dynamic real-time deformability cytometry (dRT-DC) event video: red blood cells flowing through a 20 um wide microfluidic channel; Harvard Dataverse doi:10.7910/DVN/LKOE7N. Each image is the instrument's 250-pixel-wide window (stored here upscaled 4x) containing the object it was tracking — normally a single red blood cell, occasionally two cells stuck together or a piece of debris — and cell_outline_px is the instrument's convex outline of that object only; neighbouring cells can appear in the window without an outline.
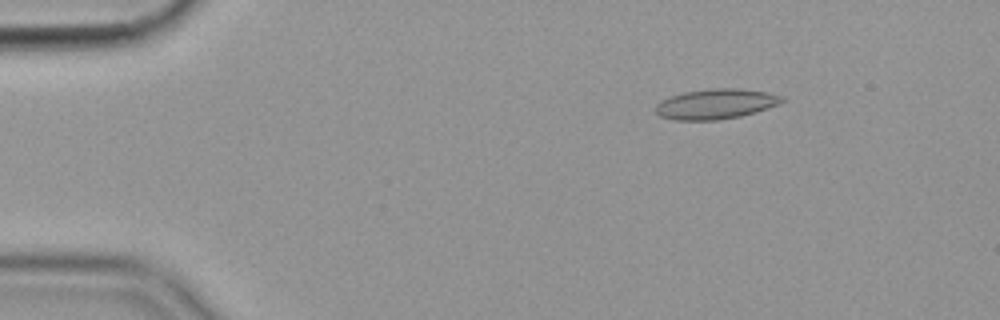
{"species": "common noctule bat (a hibernating species)", "species_latin": "Nyctalus noctula", "temperature_condition": "cold", "stored_images_in_passage": 56, "camera_frame_rate_fps": 3000, "um_per_image_px": 0.085, "animal": {"sex": "female", "body_mass_g": 19.9}, "frame": {"image": 1, "passage_image": 8, "time_ms": 2.333, "image_size_px": [1000, 320], "cell_outline_px": [[788, 100], [780, 104], [756, 112], [740, 116], [716, 120], [676, 120], [660, 116], [656, 112], [656, 104], [660, 100], [684, 92], [712, 88], [736, 88], [768, 92], [784, 96]], "centroid_in_image_um": [60.9, 8.83], "position_along_channel_um": 24.1, "area_um2": 22.31}}
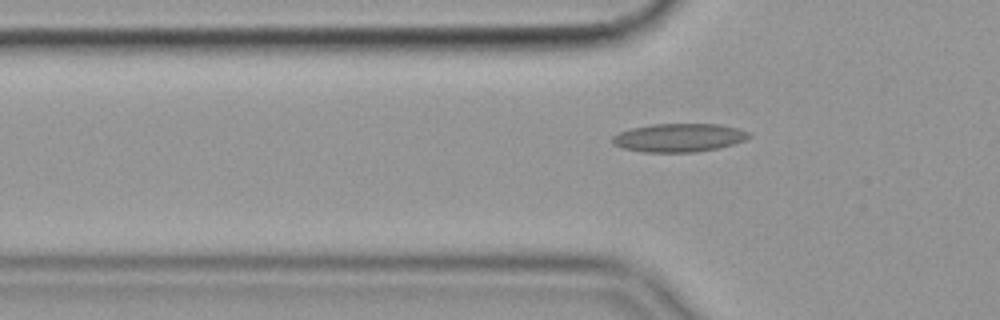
{"frame": {"image": 2, "passage_image": 18, "time_ms": 5.667, "image_size_px": [1000, 320], "cell_outline_px": [[752, 136], [744, 140], [720, 148], [696, 152], [644, 152], [620, 148], [612, 144], [612, 136], [620, 132], [632, 128], [652, 124], [720, 124], [736, 128], [748, 132]], "centroid_in_image_um": [57.68, 11.71], "position_along_channel_um": 68.1, "area_um2": 22.66}}
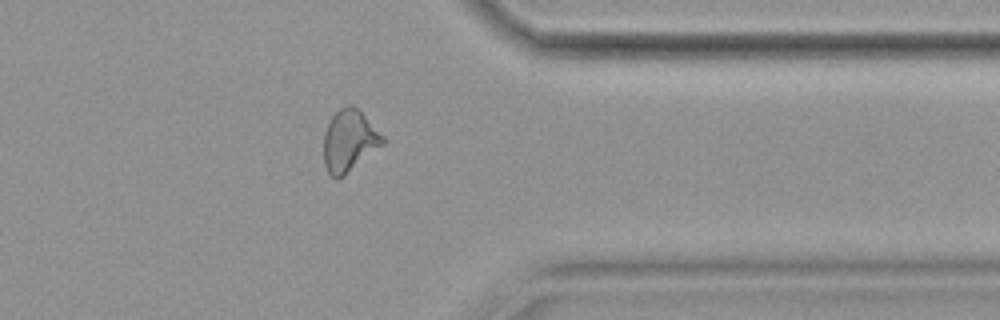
{"frame": {"image": 3, "passage_image": 45, "time_ms": 14.667, "image_size_px": [1000, 320], "cell_outline_px": [[388, 140], [384, 144], [344, 176], [336, 180], [328, 172], [324, 164], [324, 132], [332, 116], [344, 104], [352, 104]], "centroid_in_image_um": [29.69, 11.98], "position_along_channel_um": 381.7, "area_um2": 21.21}, "authors_computed_cell_mechanics": {"area_um2": 21.0392, "velocity_mm_per_s": 3.5814, "shape_relaxation_time_tau1_ms": 9.8619, "shape_relaxation_time_tau2_ms": 2.2393, "deformation_change_tau1": 0.1874, "deformation_change_tau2": 0.0898}}